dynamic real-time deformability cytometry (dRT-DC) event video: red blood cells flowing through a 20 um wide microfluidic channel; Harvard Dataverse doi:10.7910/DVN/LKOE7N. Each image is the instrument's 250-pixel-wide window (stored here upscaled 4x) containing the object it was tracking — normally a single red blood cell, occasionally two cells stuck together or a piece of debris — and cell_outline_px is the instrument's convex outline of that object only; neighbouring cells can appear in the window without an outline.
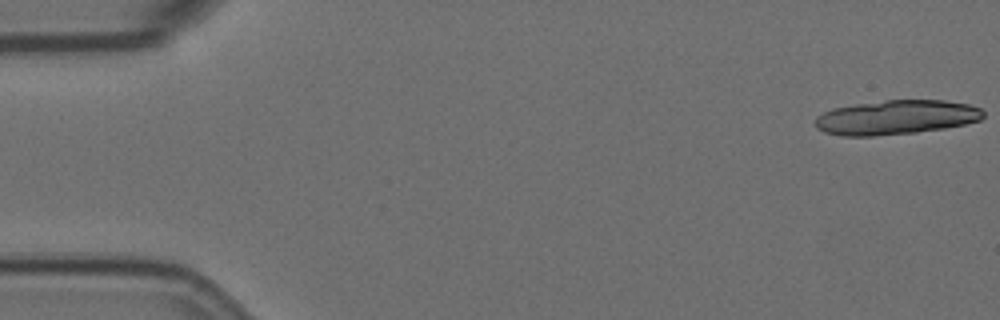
{"species": "Egyptian fruit bat (a non-hibernating species)", "species_latin": "Rousettus aegyptiacus", "temperature_condition": "room temperature", "stored_images_in_passage": 27, "camera_frame_rate_fps": 3000, "um_per_image_px": 0.085, "animal": {"sex": "female"}, "frame": {"image": 1, "passage_image": 1, "time_ms": 0.0, "image_size_px": [1000, 320], "cell_outline_px": [[984, 116], [980, 120], [964, 124], [944, 128], [916, 132], [876, 136], [844, 136], [824, 132], [816, 128], [816, 116], [832, 108], [856, 104], [884, 100], [944, 100], [968, 104], [980, 108], [984, 112]], "centroid_in_image_um": [76.16, 9.97], "position_along_channel_um": 8.8, "area_um2": 33.7}}
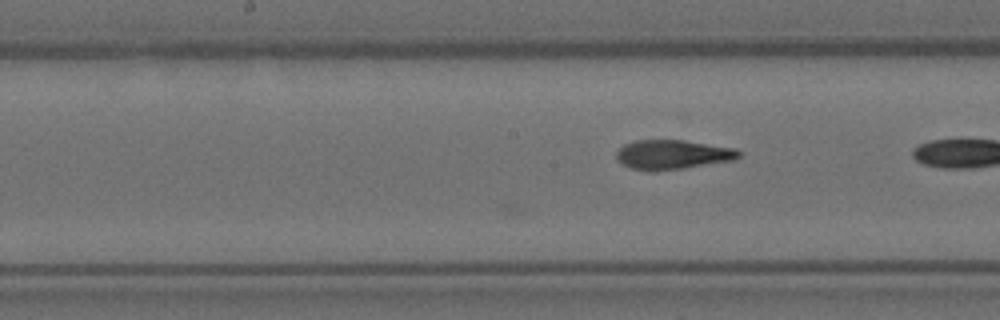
{"frame": {"image": 2, "passage_image": 27, "time_ms": 8.667, "image_size_px": [1000, 320], "cell_outline_px": [[740, 156], [736, 160], [684, 168], [652, 172], [648, 172], [632, 168], [616, 160], [616, 152], [624, 144], [636, 140], [684, 140], [736, 148], [740, 152]], "centroid_in_image_um": [57.18, 13.15], "position_along_channel_um": 191.0, "area_um2": 21.21}}